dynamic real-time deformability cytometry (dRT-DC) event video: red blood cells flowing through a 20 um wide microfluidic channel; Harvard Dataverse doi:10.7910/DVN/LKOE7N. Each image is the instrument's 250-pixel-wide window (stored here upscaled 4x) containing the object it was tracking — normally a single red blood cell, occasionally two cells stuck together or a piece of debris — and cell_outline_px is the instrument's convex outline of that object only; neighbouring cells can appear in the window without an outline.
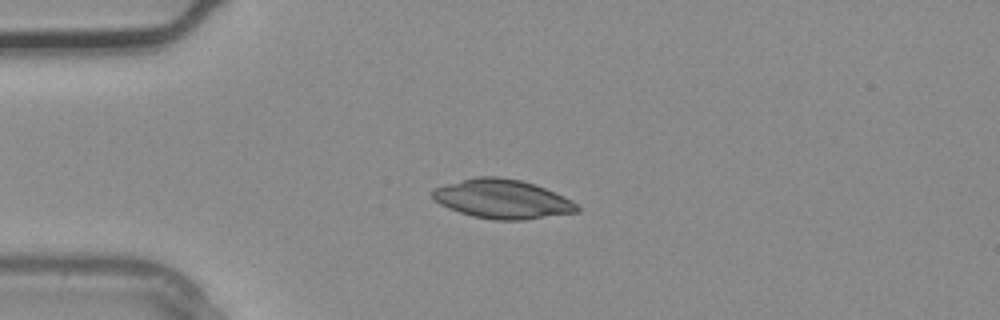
{"species": "common noctule bat (a hibernating species)", "species_latin": "Nyctalus noctula", "temperature_condition": "warm", "stored_images_in_passage": 2, "camera_frame_rate_fps": 3000, "um_per_image_px": 0.085, "animal": {"sex": "male", "body_mass_g": 20.4}, "frame": {"image": 1, "passage_image": 2, "time_ms": 0.333, "image_size_px": [1000, 320], "cell_outline_px": [[580, 212], [524, 220], [496, 220], [472, 216], [448, 208], [440, 204], [432, 196], [432, 188], [476, 176], [500, 176], [520, 180], [536, 184], [564, 196], [572, 200], [580, 208]], "centroid_in_image_um": [42.73, 16.91], "position_along_channel_um": 42.3, "area_um2": 33.12}}